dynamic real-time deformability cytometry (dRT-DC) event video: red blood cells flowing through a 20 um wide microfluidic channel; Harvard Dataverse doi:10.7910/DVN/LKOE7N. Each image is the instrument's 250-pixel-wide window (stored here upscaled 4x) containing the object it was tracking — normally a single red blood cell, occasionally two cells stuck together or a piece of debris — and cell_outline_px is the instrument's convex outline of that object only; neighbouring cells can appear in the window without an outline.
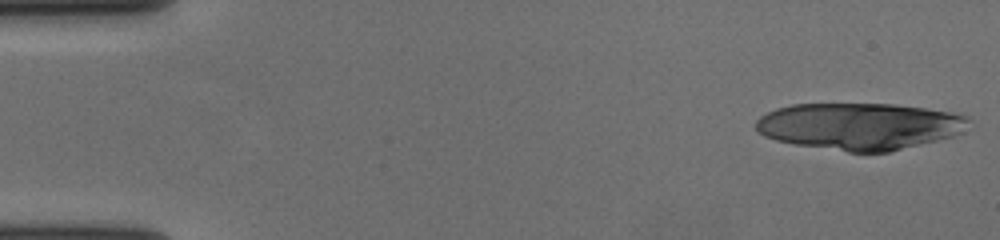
{"species": "human", "species_latin": "Homo sapiens", "temperature_condition": "cold", "stored_images_in_passage": 54, "camera_frame_rate_fps": 3000, "um_per_image_px": 0.085, "donor": {"sex": "female"}, "frame": {"image": 1, "passage_image": 1, "time_ms": 0.0, "image_size_px": [1000, 240], "cell_outline_px": [[972, 120], [960, 132], [952, 136], [888, 152], [848, 152], [796, 144], [776, 140], [764, 136], [756, 132], [756, 120], [760, 116], [776, 108], [792, 104], [892, 104], [960, 112], [968, 116]], "centroid_in_image_um": [73.07, 10.71], "position_along_channel_um": 11.9, "area_um2": 58.2}}
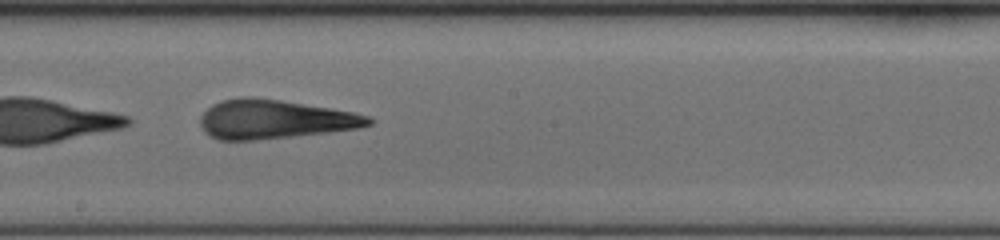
{"frame": {"image": 2, "passage_image": 31, "time_ms": 10.0, "image_size_px": [1000, 240], "cell_outline_px": [[372, 124], [356, 128], [328, 132], [256, 140], [220, 140], [208, 136], [204, 132], [200, 124], [200, 116], [212, 104], [220, 100], [240, 96], [252, 96], [280, 100], [332, 108], [356, 112], [368, 116], [372, 120]], "centroid_in_image_um": [23.28, 10.13], "position_along_channel_um": 224.9, "area_um2": 38.38}}
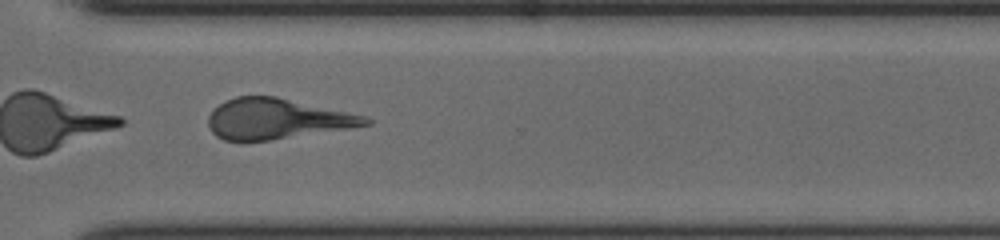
{"frame": {"image": 3, "passage_image": 41, "time_ms": 13.333, "image_size_px": [1000, 240], "cell_outline_px": [[372, 124], [352, 128], [272, 140], [224, 140], [216, 136], [212, 132], [208, 124], [208, 116], [212, 108], [236, 96], [276, 96], [364, 116], [372, 120]], "centroid_in_image_um": [23.51, 10.11], "position_along_channel_um": 347.1, "area_um2": 36.88}, "authors_computed_cell_mechanics": {"area_um2": 40.4311, "velocity_mm_per_s": 3.6532, "shape_relaxation_time_tau1_ms": 6.5213, "shape_relaxation_time_tau2_ms": 2.3109, "deformation_change_tau1": 0.2171, "deformation_change_tau2": 0.1503}}